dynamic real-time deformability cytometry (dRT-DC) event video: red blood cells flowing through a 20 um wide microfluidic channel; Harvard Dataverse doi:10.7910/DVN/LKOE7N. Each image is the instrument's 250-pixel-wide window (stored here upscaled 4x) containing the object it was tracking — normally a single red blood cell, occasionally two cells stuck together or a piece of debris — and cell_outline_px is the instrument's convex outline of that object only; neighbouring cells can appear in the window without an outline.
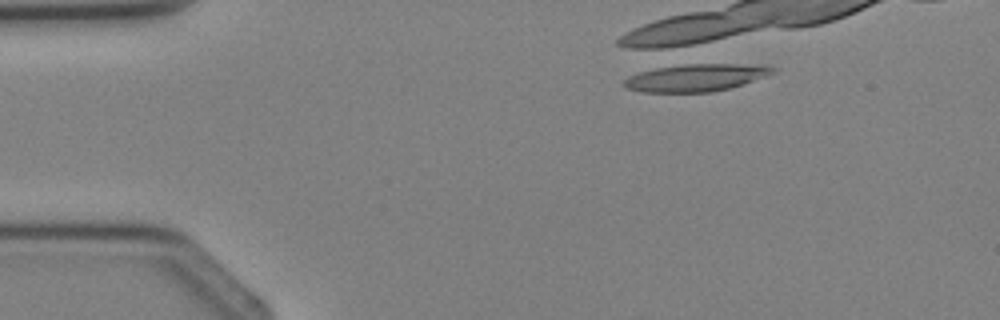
{"species": "Egyptian fruit bat (a non-hibernating species)", "species_latin": "Rousettus aegyptiacus", "temperature_condition": "cold", "stored_images_in_passage": 4, "camera_frame_rate_fps": 3000, "um_per_image_px": 0.085, "animal": {"sex": "female"}, "frame": {"image": 1, "passage_image": 4, "time_ms": 3.667, "image_size_px": [1000, 320], "cell_outline_px": [[776, 72], [728, 88], [712, 92], [644, 92], [624, 88], [624, 80], [628, 76], [664, 64], [692, 60], [768, 64], [776, 68]], "centroid_in_image_um": [59.18, 6.5], "position_along_channel_um": 25.8, "area_um2": 25.49}}